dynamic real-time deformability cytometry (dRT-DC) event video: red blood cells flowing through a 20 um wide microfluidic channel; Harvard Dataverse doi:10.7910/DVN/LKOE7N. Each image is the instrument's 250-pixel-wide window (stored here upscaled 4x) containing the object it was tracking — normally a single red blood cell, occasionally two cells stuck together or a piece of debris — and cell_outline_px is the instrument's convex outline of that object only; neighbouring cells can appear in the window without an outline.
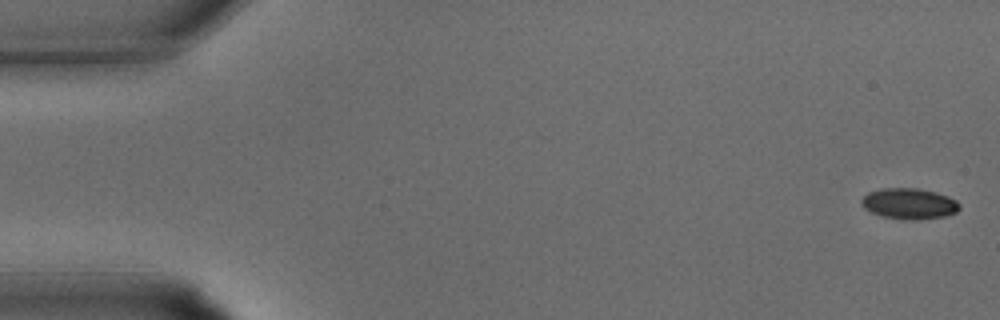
{"species": "common noctule bat (a hibernating species)", "species_latin": "Nyctalus noctula", "temperature_condition": "warm", "stored_images_in_passage": 33, "camera_frame_rate_fps": 3000, "um_per_image_px": 0.085, "animal": {"sex": "male", "body_mass_g": 15.6}, "frame": {"image": 1, "passage_image": 1, "time_ms": 0.0, "image_size_px": [1000, 320], "cell_outline_px": [[960, 208], [956, 212], [944, 216], [916, 220], [904, 220], [884, 216], [872, 212], [864, 208], [860, 204], [860, 200], [868, 192], [880, 188], [916, 188], [936, 192], [948, 196], [956, 200], [960, 204]], "centroid_in_image_um": [77.27, 17.3], "position_along_channel_um": 7.7, "area_um2": 17.69}}
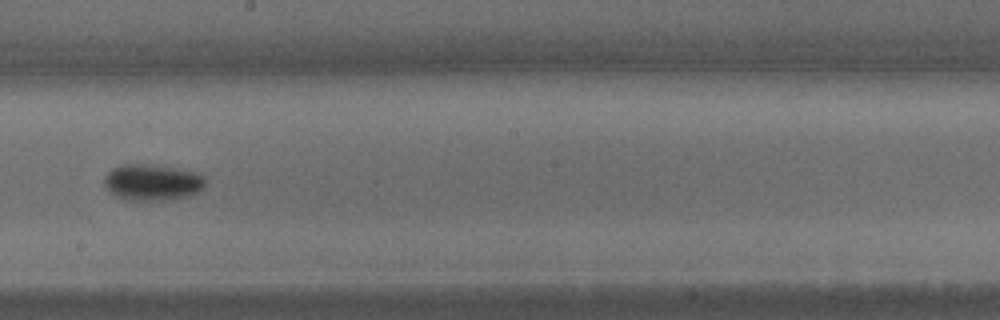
{"frame": {"image": 2, "passage_image": 19, "time_ms": 6.0, "image_size_px": [1000, 320], "cell_outline_px": [[208, 180], [204, 188], [200, 192], [188, 196], [168, 200], [132, 200], [116, 196], [104, 184], [104, 176], [112, 168], [120, 164], [140, 164], [172, 168], [196, 172], [204, 176]], "centroid_in_image_um": [12.99, 15.5], "position_along_channel_um": 235.2, "area_um2": 21.33}}
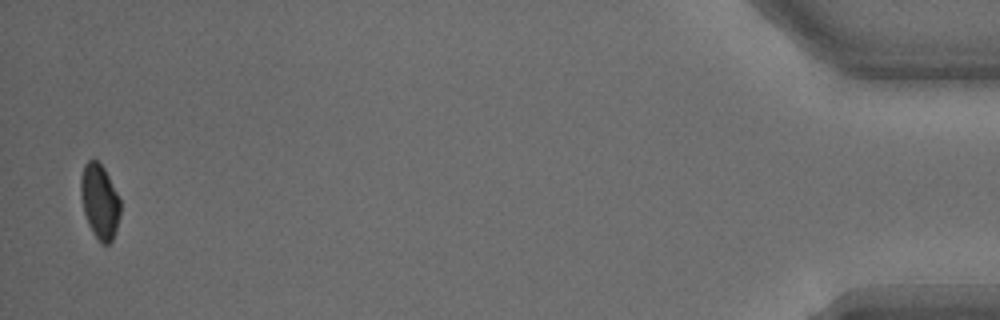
{"frame": {"image": 3, "passage_image": 33, "time_ms": 10.667, "image_size_px": [1000, 320], "cell_outline_px": [[120, 216], [112, 240], [108, 244], [100, 244], [92, 232], [88, 224], [84, 212], [80, 196], [80, 176], [84, 164], [88, 160], [96, 160], [104, 168], [120, 200]], "centroid_in_image_um": [8.45, 17.13], "position_along_channel_um": 426.8, "area_um2": 17.22}}